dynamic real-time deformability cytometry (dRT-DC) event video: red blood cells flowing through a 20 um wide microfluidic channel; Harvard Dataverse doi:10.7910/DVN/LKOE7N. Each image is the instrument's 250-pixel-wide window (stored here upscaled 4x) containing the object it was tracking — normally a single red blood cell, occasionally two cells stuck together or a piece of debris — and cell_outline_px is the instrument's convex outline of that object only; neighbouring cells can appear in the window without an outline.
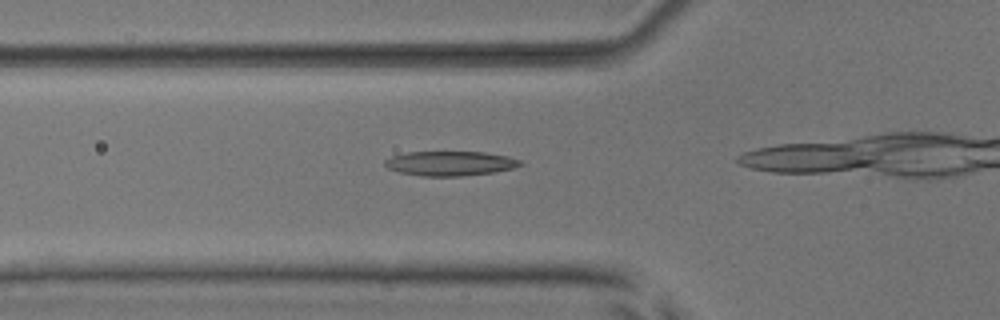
{"species": "common noctule bat (a hibernating species)", "species_latin": "Nyctalus noctula", "temperature_condition": "room temperature", "stored_images_in_passage": 16, "camera_frame_rate_fps": 3000, "um_per_image_px": 0.085, "animal": {"sex": "male", "body_mass_g": 17.9, "forearm_length_mm": 54.2}, "frame": {"image": 1, "passage_image": 12, "time_ms": 3.667, "image_size_px": [1000, 320], "cell_outline_px": [[524, 164], [512, 168], [496, 172], [460, 176], [420, 176], [400, 172], [388, 168], [384, 164], [384, 160], [392, 156], [408, 152], [484, 152], [508, 156], [520, 160]], "centroid_in_image_um": [38.27, 13.89], "position_along_channel_um": 87.5, "area_um2": 19.36}}